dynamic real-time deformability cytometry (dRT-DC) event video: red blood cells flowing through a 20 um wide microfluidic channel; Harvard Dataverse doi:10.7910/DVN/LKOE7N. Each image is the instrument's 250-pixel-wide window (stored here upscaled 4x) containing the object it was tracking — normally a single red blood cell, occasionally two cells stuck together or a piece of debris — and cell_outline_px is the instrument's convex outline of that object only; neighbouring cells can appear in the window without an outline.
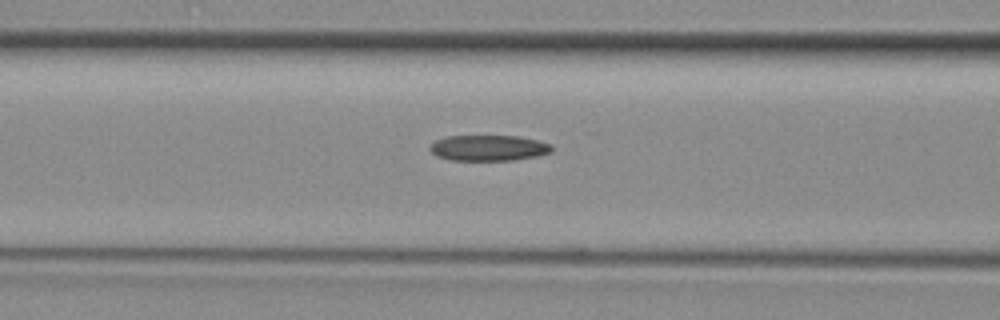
{"species": "common noctule bat (a hibernating species)", "species_latin": "Nyctalus noctula", "temperature_condition": "room temperature", "stored_images_in_passage": 25, "camera_frame_rate_fps": 3000, "um_per_image_px": 0.085, "animal": {"sex": "female", "body_mass_g": 29.2, "forearm_length_mm": 56.3}, "frame": {"image": 1, "passage_image": 6, "time_ms": 1.667, "image_size_px": [1000, 320], "cell_outline_px": [[552, 152], [536, 156], [512, 160], [452, 160], [436, 156], [432, 152], [432, 144], [436, 140], [444, 136], [520, 136], [552, 144]], "centroid_in_image_um": [41.55, 12.57], "position_along_channel_um": 125.0, "area_um2": 18.15}}
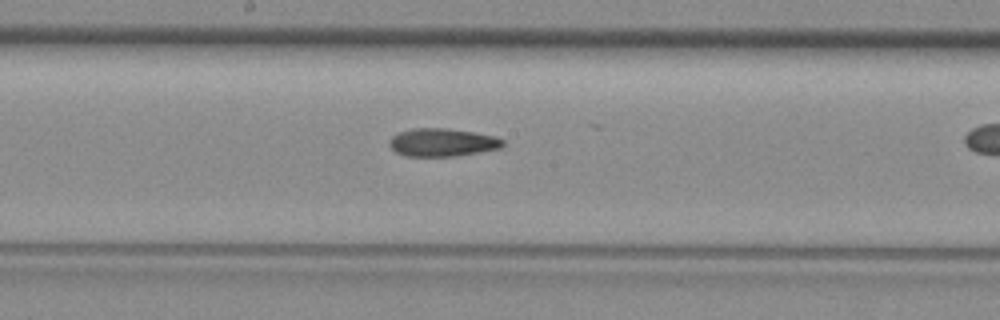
{"frame": {"image": 2, "passage_image": 12, "time_ms": 3.667, "image_size_px": [1000, 320], "cell_outline_px": [[504, 144], [500, 148], [480, 152], [456, 156], [404, 156], [396, 152], [388, 144], [388, 140], [392, 136], [400, 132], [412, 128], [448, 128], [476, 132], [496, 136], [504, 140]], "centroid_in_image_um": [37.6, 12.1], "position_along_channel_um": 210.6, "area_um2": 18.73}}
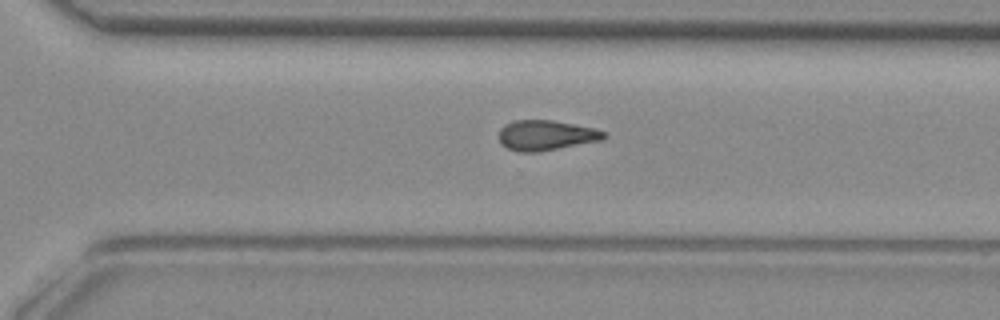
{"frame": {"image": 3, "passage_image": 20, "time_ms": 6.333, "image_size_px": [1000, 320], "cell_outline_px": [[604, 136], [600, 140], [536, 152], [520, 152], [508, 148], [500, 144], [500, 128], [504, 124], [512, 120], [552, 120], [596, 128], [604, 132]], "centroid_in_image_um": [46.35, 11.48], "position_along_channel_um": 324.2, "area_um2": 18.21}}